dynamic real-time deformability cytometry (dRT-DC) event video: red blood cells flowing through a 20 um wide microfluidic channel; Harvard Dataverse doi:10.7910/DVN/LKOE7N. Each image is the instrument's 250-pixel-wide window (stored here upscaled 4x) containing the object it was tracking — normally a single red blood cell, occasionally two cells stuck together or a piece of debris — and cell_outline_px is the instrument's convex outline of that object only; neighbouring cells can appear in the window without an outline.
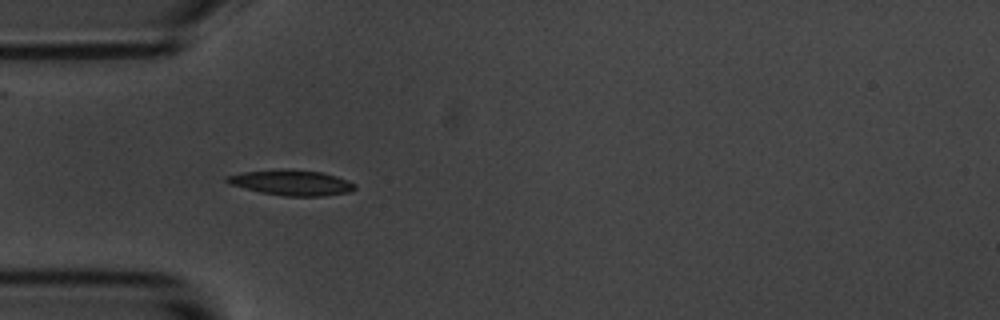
{"species": "common noctule bat (a hibernating species)", "species_latin": "Nyctalus noctula", "temperature_condition": "room temperature", "stored_images_in_passage": 4, "camera_frame_rate_fps": 3000, "um_per_image_px": 0.085, "animal": {"sex": "male", "body_mass_g": 20.1, "forearm_length_mm": 53.5}, "frame": {"image": 1, "passage_image": 3, "time_ms": 2.333, "image_size_px": [1000, 320], "cell_outline_px": [[356, 188], [348, 192], [324, 196], [284, 196], [260, 192], [232, 184], [224, 180], [224, 176], [244, 172], [280, 168], [292, 168], [320, 172], [336, 176], [356, 184]], "centroid_in_image_um": [24.77, 15.51], "position_along_channel_um": 60.2, "area_um2": 19.02}}